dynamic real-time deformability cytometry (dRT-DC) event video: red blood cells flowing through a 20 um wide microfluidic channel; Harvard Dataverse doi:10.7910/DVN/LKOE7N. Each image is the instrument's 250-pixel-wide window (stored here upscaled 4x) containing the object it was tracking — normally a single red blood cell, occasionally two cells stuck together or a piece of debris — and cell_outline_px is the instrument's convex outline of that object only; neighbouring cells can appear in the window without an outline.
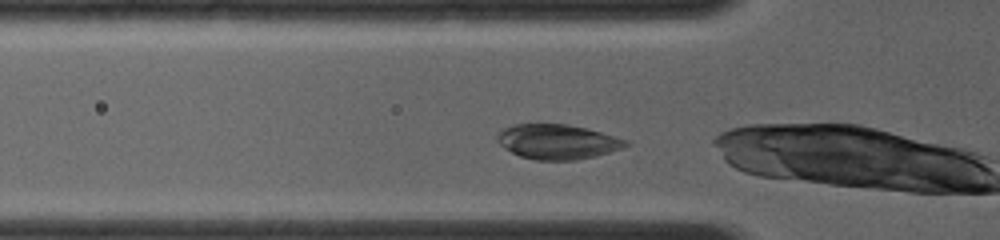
{"species": "common noctule bat (a hibernating species)", "species_latin": "Nyctalus noctula", "temperature_condition": "room temperature", "stored_images_in_passage": 33, "camera_frame_rate_fps": 4000, "um_per_image_px": 0.085, "animal": {"sex": "female", "body_mass_g": 19.0, "forearm_length_mm": 56.7}, "frame": {"image": 1, "passage_image": 2, "time_ms": 0.25, "image_size_px": [1000, 240], "cell_outline_px": [[632, 144], [624, 148], [576, 160], [536, 160], [520, 156], [504, 148], [496, 140], [496, 136], [500, 128], [516, 124], [568, 124], [600, 132], [628, 140]], "centroid_in_image_um": [47.35, 12.04], "position_along_channel_um": 78.4, "area_um2": 26.07}}
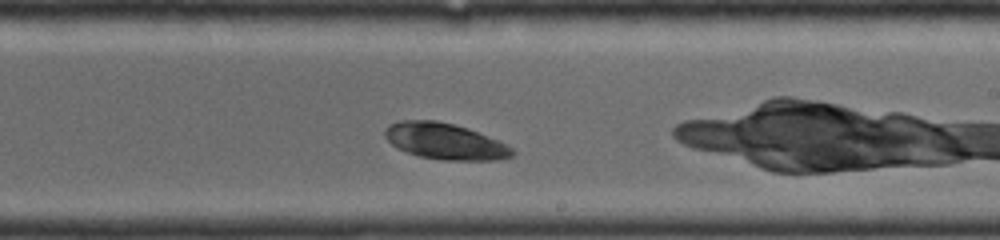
{"frame": {"image": 2, "passage_image": 16, "time_ms": 4.25, "image_size_px": [1000, 240], "cell_outline_px": [[516, 152], [512, 156], [496, 160], [444, 160], [420, 156], [396, 148], [384, 136], [384, 132], [388, 124], [400, 120], [436, 120], [468, 128], [496, 140], [512, 148]], "centroid_in_image_um": [37.79, 12.0], "position_along_channel_um": 251.2, "area_um2": 26.65}}
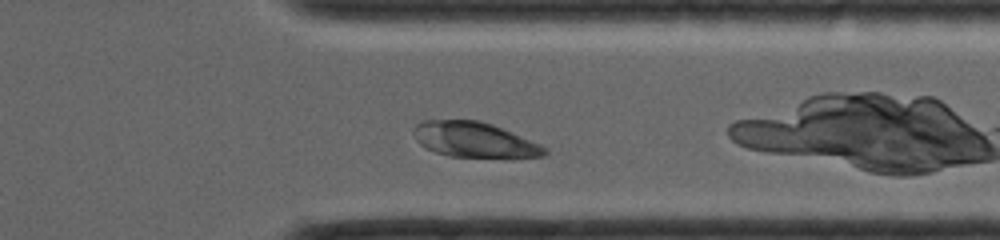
{"frame": {"image": 3, "passage_image": 27, "time_ms": 7.0, "image_size_px": [1000, 240], "cell_outline_px": [[548, 152], [544, 156], [504, 160], [448, 156], [424, 148], [416, 140], [412, 132], [416, 124], [424, 120], [480, 120], [492, 124], [540, 144], [548, 148]], "centroid_in_image_um": [40.37, 11.93], "position_along_channel_um": 371.0, "area_um2": 27.86}}